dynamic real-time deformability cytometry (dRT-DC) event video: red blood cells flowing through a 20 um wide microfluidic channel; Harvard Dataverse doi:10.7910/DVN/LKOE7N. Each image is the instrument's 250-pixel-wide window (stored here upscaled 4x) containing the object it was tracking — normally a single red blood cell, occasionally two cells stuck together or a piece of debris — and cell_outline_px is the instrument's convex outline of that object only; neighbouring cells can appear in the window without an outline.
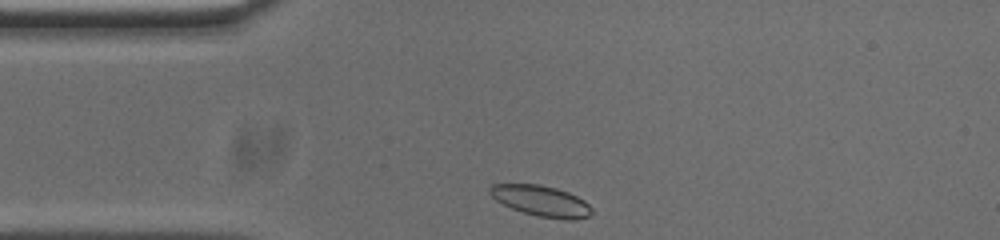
{"species": "common noctule bat (a hibernating species)", "species_latin": "Nyctalus noctula", "temperature_condition": "cold", "stored_images_in_passage": 32, "camera_frame_rate_fps": 3000, "um_per_image_px": 0.085, "animal": {"sex": "male", "body_mass_g": 20.0, "forearm_length_mm": 53.3}, "frame": {"image": 1, "passage_image": 1, "time_ms": 0.0, "image_size_px": [1000, 240], "cell_outline_px": [[592, 212], [588, 216], [572, 220], [564, 220], [540, 216], [524, 212], [512, 208], [496, 200], [488, 192], [488, 188], [492, 184], [540, 184], [556, 188], [568, 192], [584, 200], [592, 208]], "centroid_in_image_um": [46.0, 17.07], "position_along_channel_um": 39.0, "area_um2": 18.15}}
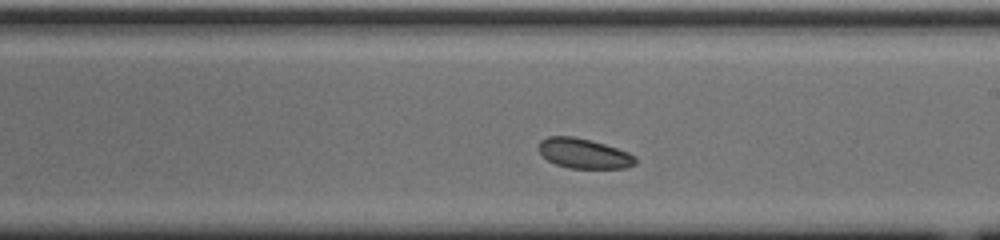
{"frame": {"image": 2, "passage_image": 19, "time_ms": 6.0, "image_size_px": [1000, 240], "cell_outline_px": [[636, 164], [624, 168], [568, 168], [556, 164], [548, 160], [536, 148], [540, 140], [548, 136], [572, 136], [604, 144], [628, 152], [636, 156]], "centroid_in_image_um": [49.6, 13.04], "position_along_channel_um": 239.4, "area_um2": 16.82}}
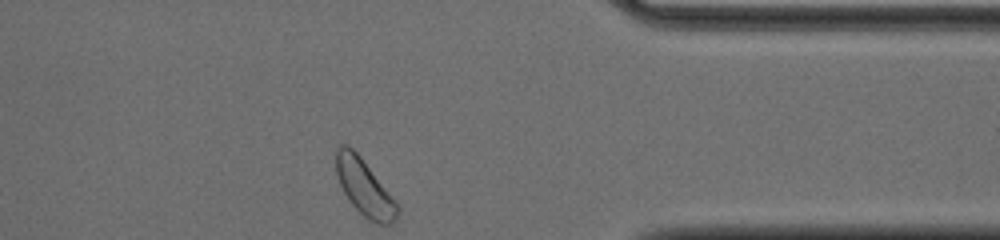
{"frame": {"image": 3, "passage_image": 32, "time_ms": 10.333, "image_size_px": [1000, 240], "cell_outline_px": [[400, 212], [392, 224], [376, 224], [364, 216], [348, 200], [340, 184], [336, 172], [336, 148], [340, 144], [348, 144], [360, 156], [396, 200], [400, 208]], "centroid_in_image_um": [31.0, 15.94], "position_along_channel_um": 380.4, "area_um2": 20.11}}